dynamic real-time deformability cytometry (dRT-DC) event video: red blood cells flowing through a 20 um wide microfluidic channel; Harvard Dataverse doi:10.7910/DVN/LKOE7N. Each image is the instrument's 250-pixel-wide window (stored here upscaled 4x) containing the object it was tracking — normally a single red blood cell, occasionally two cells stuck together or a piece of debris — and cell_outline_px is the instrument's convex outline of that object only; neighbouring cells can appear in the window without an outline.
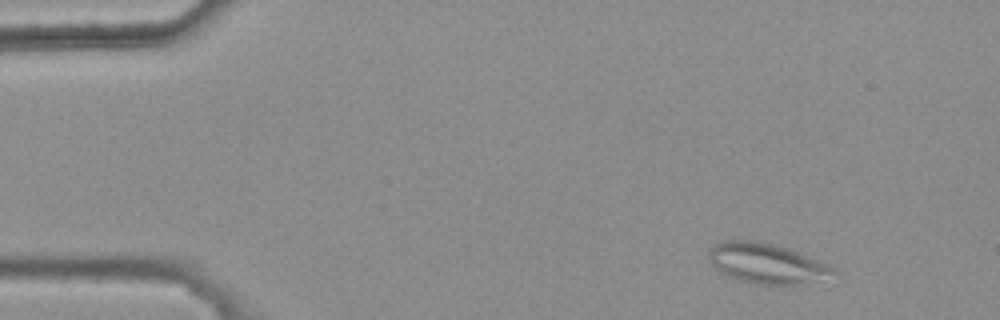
{"species": "common noctule bat (a hibernating species)", "species_latin": "Nyctalus noctula", "temperature_condition": "warm", "stored_images_in_passage": 4, "camera_frame_rate_fps": 3000, "um_per_image_px": 0.085, "animal": {"sex": "female", "body_mass_g": 25.1}, "frame": {"image": 1, "passage_image": 1, "time_ms": 0.0, "image_size_px": [1000, 320], "cell_outline_px": [[836, 272], [816, 280], [796, 284], [756, 284], [740, 280], [728, 276], [720, 272], [708, 260], [708, 252], [716, 244], [724, 240], [752, 240], [772, 244], [800, 252], [828, 264]], "centroid_in_image_um": [65.1, 22.37], "position_along_channel_um": 19.9, "area_um2": 28.61}}